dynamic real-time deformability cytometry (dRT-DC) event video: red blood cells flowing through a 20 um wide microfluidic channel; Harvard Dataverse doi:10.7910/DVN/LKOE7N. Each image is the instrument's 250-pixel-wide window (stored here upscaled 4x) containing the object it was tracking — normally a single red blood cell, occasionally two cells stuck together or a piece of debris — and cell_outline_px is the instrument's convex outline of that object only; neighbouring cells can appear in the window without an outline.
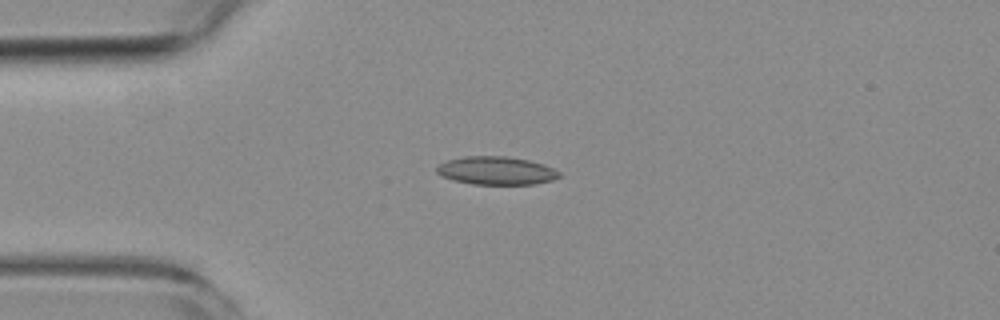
{"species": "common noctule bat (a hibernating species)", "species_latin": "Nyctalus noctula", "temperature_condition": "room temperature", "stored_images_in_passage": 5, "camera_frame_rate_fps": 3000, "um_per_image_px": 0.085, "animal": {"sex": "female", "body_mass_g": 19.3, "forearm_length_mm": 54.1}, "frame": {"image": 1, "passage_image": 4, "time_ms": 3.667, "image_size_px": [1000, 320], "cell_outline_px": [[560, 176], [552, 180], [536, 184], [472, 184], [452, 180], [436, 172], [436, 168], [440, 164], [448, 160], [464, 156], [508, 156], [528, 160], [544, 164], [560, 172]], "centroid_in_image_um": [42.19, 14.5], "position_along_channel_um": 42.8, "area_um2": 20.06}}